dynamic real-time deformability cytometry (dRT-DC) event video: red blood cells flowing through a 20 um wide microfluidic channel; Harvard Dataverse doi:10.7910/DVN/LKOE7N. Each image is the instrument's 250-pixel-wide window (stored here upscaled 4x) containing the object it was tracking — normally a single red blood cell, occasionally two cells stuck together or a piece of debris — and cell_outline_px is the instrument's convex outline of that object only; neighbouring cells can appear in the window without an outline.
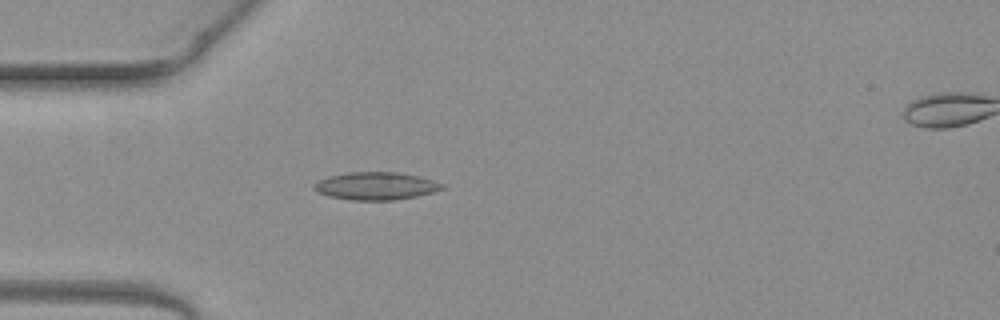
{"species": "common noctule bat (a hibernating species)", "species_latin": "Nyctalus noctula", "temperature_condition": "warm", "stored_images_in_passage": 2, "camera_frame_rate_fps": 3000, "um_per_image_px": 0.085, "animal": {"sex": "female", "body_mass_g": 19.3, "forearm_length_mm": 54.1}, "frame": {"image": 1, "passage_image": 1, "time_ms": 0.0, "image_size_px": [1000, 320], "cell_outline_px": [[444, 188], [432, 192], [416, 196], [392, 200], [352, 200], [328, 196], [320, 192], [316, 188], [316, 184], [320, 180], [328, 176], [348, 172], [396, 172], [420, 176], [444, 184]], "centroid_in_image_um": [31.99, 15.8], "position_along_channel_um": 53.0, "area_um2": 20.35}}